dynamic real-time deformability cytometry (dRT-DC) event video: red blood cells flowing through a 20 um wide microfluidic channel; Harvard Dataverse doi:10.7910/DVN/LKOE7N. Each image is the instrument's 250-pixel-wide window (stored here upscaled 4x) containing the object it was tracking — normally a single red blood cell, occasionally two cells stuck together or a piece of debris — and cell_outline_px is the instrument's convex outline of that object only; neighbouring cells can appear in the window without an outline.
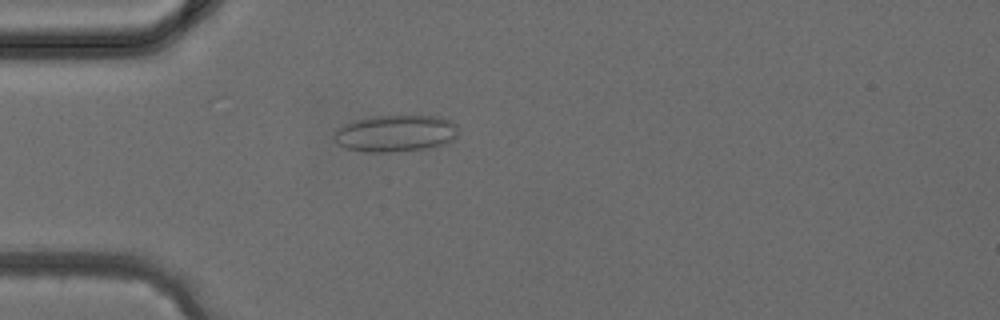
{"species": "common noctule bat (a hibernating species)", "species_latin": "Nyctalus noctula", "temperature_condition": "cold", "stored_images_in_passage": 39, "camera_frame_rate_fps": 3000, "um_per_image_px": 0.085, "animal": {"sex": "female", "body_mass_g": 24.6, "forearm_length_mm": 56.2}, "frame": {"image": 1, "passage_image": 11, "time_ms": 3.333, "image_size_px": [1000, 320], "cell_outline_px": [[456, 136], [452, 140], [444, 144], [432, 148], [388, 152], [364, 152], [348, 148], [340, 144], [336, 140], [336, 132], [344, 124], [352, 120], [372, 116], [440, 116], [452, 120], [456, 124]], "centroid_in_image_um": [33.67, 11.33], "position_along_channel_um": 51.3, "area_um2": 26.53}}
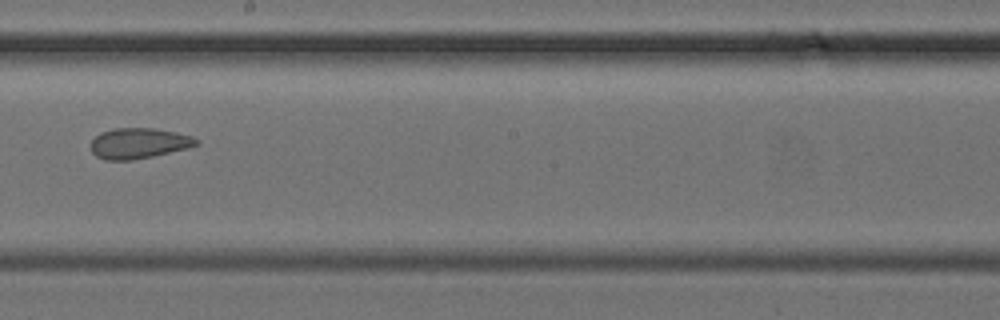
{"frame": {"image": 2, "passage_image": 22, "time_ms": 7.0, "image_size_px": [1000, 320], "cell_outline_px": [[200, 144], [188, 148], [152, 156], [132, 160], [104, 160], [96, 156], [92, 152], [92, 140], [100, 132], [116, 128], [152, 128], [176, 132], [192, 136], [200, 140]], "centroid_in_image_um": [11.82, 12.18], "position_along_channel_um": 236.4, "area_um2": 18.79}}
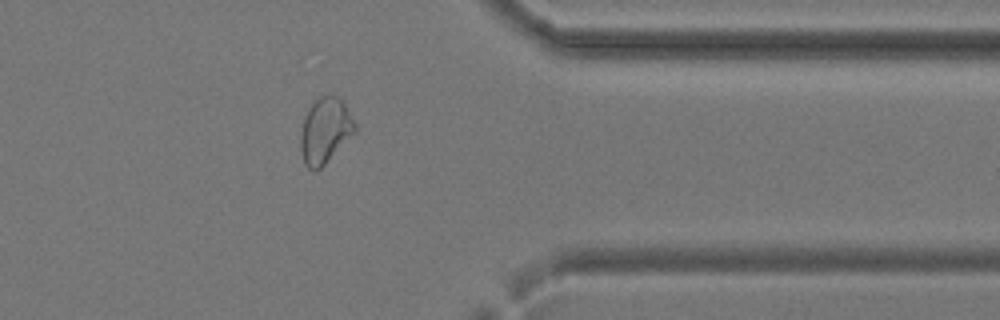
{"frame": {"image": 3, "passage_image": 31, "time_ms": 10.0, "image_size_px": [1000, 320], "cell_outline_px": [[356, 132], [320, 168], [312, 172], [304, 164], [300, 152], [300, 136], [304, 116], [308, 108], [320, 96], [336, 96], [344, 104], [356, 124]], "centroid_in_image_um": [27.61, 11.13], "position_along_channel_um": 383.8, "area_um2": 20.63}}